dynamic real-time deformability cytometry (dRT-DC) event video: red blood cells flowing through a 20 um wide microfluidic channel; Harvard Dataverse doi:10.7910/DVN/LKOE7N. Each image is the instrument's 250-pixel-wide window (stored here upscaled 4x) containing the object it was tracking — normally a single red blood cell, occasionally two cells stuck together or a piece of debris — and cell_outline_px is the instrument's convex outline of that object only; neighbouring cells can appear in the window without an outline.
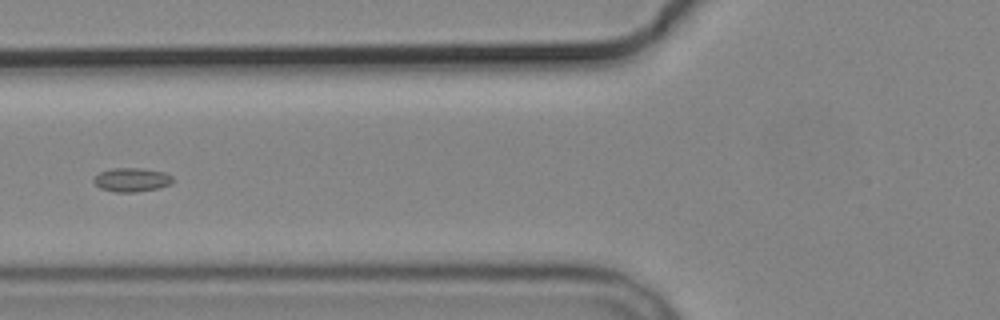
{"species": "common noctule bat (a hibernating species)", "species_latin": "Nyctalus noctula", "temperature_condition": "cold", "stored_images_in_passage": 6, "camera_frame_rate_fps": 3000, "um_per_image_px": 0.085, "animal": {"sex": "male", "body_mass_g": 19.2, "forearm_length_mm": 51.8}, "frame": {"image": 1, "passage_image": 6, "time_ms": 6.667, "image_size_px": [1000, 320], "cell_outline_px": [[172, 184], [160, 188], [136, 192], [116, 192], [100, 188], [92, 180], [100, 172], [112, 168], [140, 168], [164, 172], [172, 176]], "centroid_in_image_um": [11.21, 15.28], "position_along_channel_um": 114.6, "area_um2": 10.98}}